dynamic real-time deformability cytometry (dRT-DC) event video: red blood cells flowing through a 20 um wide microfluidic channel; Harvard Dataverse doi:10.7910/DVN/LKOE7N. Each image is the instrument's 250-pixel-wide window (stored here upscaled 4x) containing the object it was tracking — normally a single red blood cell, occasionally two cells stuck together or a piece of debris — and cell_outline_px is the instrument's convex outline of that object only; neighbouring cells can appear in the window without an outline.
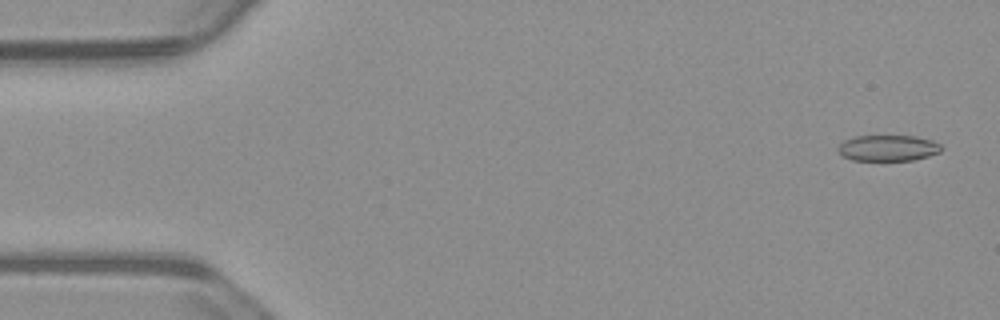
{"species": "common noctule bat (a hibernating species)", "species_latin": "Nyctalus noctula", "temperature_condition": "warm", "stored_images_in_passage": 55, "camera_frame_rate_fps": 3000, "um_per_image_px": 0.085, "animal": {"sex": "male", "body_mass_g": 23.1, "forearm_length_mm": 52.7}, "frame": {"image": 1, "passage_image": 2, "time_ms": 0.333, "image_size_px": [1000, 320], "cell_outline_px": [[944, 148], [940, 152], [928, 156], [912, 160], [852, 160], [844, 156], [836, 148], [844, 140], [856, 136], [916, 136], [932, 140], [940, 144]], "centroid_in_image_um": [75.51, 12.57], "position_along_channel_um": 9.5, "area_um2": 15.61}}
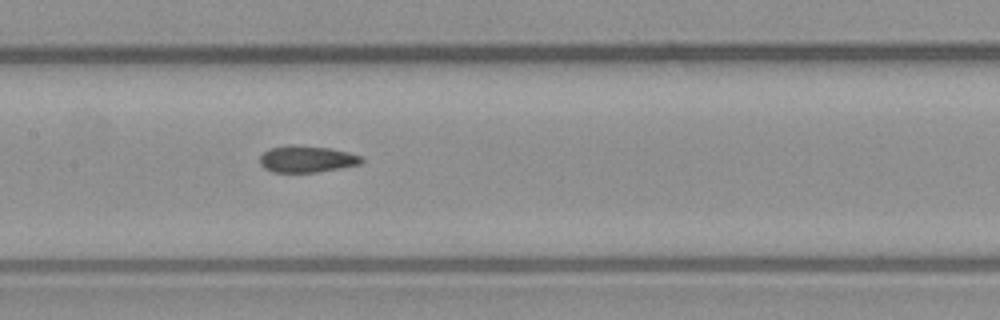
{"frame": {"image": 2, "passage_image": 26, "time_ms": 8.333, "image_size_px": [1000, 320], "cell_outline_px": [[364, 160], [360, 164], [340, 168], [316, 172], [272, 172], [264, 168], [260, 164], [260, 156], [268, 148], [288, 144], [296, 144], [328, 148], [348, 152], [364, 156]], "centroid_in_image_um": [26.07, 13.5], "position_along_channel_um": 181.3, "area_um2": 16.01}}
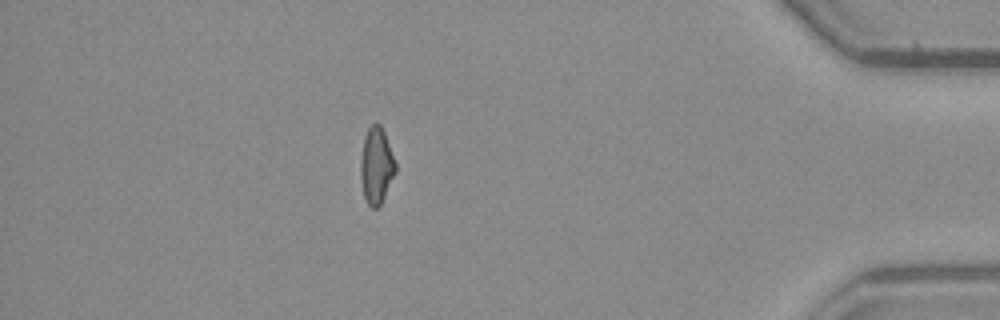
{"frame": {"image": 3, "passage_image": 48, "time_ms": 15.667, "image_size_px": [1000, 320], "cell_outline_px": [[396, 172], [380, 204], [376, 208], [372, 208], [368, 204], [364, 196], [360, 176], [360, 160], [364, 136], [368, 128], [372, 124], [380, 124], [384, 132], [396, 164]], "centroid_in_image_um": [31.98, 14.07], "position_along_channel_um": 403.2, "area_um2": 15.37}, "authors_computed_cell_mechanics": {"area_um2": 16.0684, "velocity_mm_per_s": 3.726, "shape_relaxation_time_tau1_ms": null, "shape_relaxation_time_tau2_ms": 2.6973, "deformation_change_tau1": null, "deformation_change_tau2": 0.0729}}